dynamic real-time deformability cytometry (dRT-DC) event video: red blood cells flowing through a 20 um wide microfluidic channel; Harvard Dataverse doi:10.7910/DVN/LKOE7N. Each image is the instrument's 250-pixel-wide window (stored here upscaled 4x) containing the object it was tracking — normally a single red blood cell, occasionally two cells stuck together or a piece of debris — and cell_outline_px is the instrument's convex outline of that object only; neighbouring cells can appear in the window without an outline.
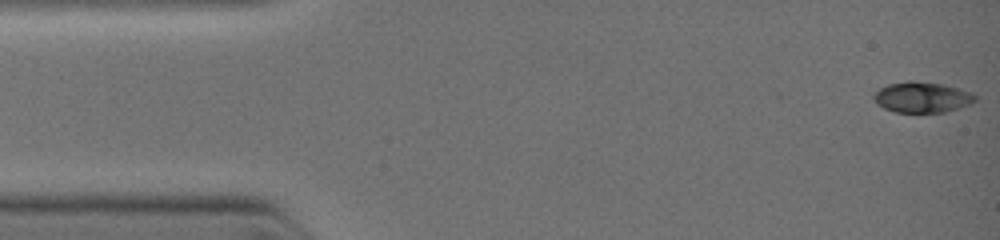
{"species": "common noctule bat (a hibernating species)", "species_latin": "Nyctalus noctula", "temperature_condition": "warm", "stored_images_in_passage": 5, "camera_frame_rate_fps": 3000, "um_per_image_px": 0.085, "animal": {"sex": "female", "body_mass_g": 19.0, "forearm_length_mm": 51.5}, "frame": {"image": 1, "passage_image": 1, "time_ms": 0.0, "image_size_px": [1000, 240], "cell_outline_px": [[976, 100], [968, 104], [944, 112], [896, 112], [884, 108], [876, 104], [872, 96], [880, 88], [888, 84], [908, 80], [940, 84], [956, 88], [968, 92], [976, 96]], "centroid_in_image_um": [78.3, 8.27], "position_along_channel_um": 6.7, "area_um2": 17.74}}
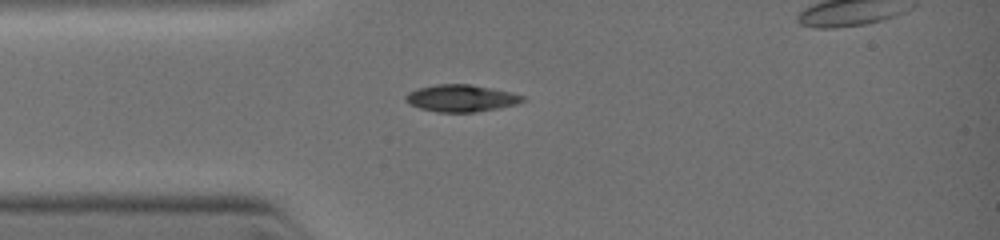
{"frame": {"image": 2, "passage_image": 5, "time_ms": 2.667, "image_size_px": [1000, 240], "cell_outline_px": [[528, 100], [516, 104], [500, 108], [476, 112], [436, 112], [420, 108], [408, 104], [404, 100], [404, 96], [408, 92], [420, 88], [440, 84], [468, 84], [512, 92], [524, 96]], "centroid_in_image_um": [39.21, 8.36], "position_along_channel_um": 45.8, "area_um2": 18.5}}